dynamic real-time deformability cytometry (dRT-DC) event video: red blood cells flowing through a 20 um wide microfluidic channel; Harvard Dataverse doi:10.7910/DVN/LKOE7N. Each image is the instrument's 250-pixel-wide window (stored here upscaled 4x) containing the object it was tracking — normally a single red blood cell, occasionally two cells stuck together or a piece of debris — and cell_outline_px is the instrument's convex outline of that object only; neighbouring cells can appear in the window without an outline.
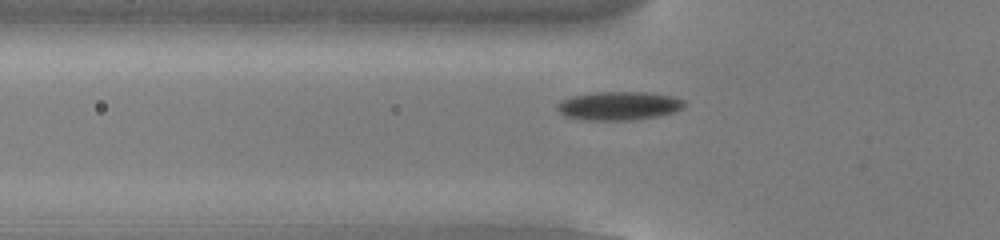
{"species": "common noctule bat (a hibernating species)", "species_latin": "Nyctalus noctula", "temperature_condition": "cold", "stored_images_in_passage": 38, "camera_frame_rate_fps": 3000, "um_per_image_px": 0.085, "animal": {"sex": "male", "body_mass_g": 13.0, "forearm_length_mm": 53.1}, "frame": {"image": 1, "passage_image": 6, "time_ms": 1.667, "image_size_px": [1000, 240], "cell_outline_px": [[684, 104], [676, 112], [656, 116], [632, 120], [584, 120], [564, 116], [556, 108], [556, 104], [560, 100], [572, 96], [596, 92], [652, 92], [672, 96], [684, 100]], "centroid_in_image_um": [52.57, 8.99], "position_along_channel_um": 73.2, "area_um2": 21.27}}
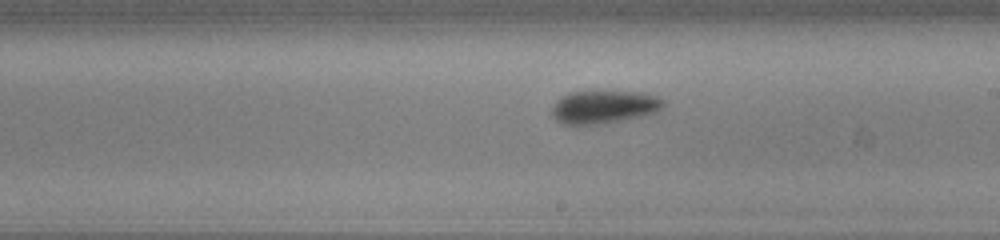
{"frame": {"image": 2, "passage_image": 19, "time_ms": 6.0, "image_size_px": [1000, 240], "cell_outline_px": [[664, 104], [656, 112], [644, 116], [604, 124], [564, 124], [556, 120], [552, 116], [552, 108], [556, 100], [560, 96], [568, 92], [644, 92], [656, 96], [664, 100]], "centroid_in_image_um": [51.33, 9.09], "position_along_channel_um": 237.7, "area_um2": 21.5}}
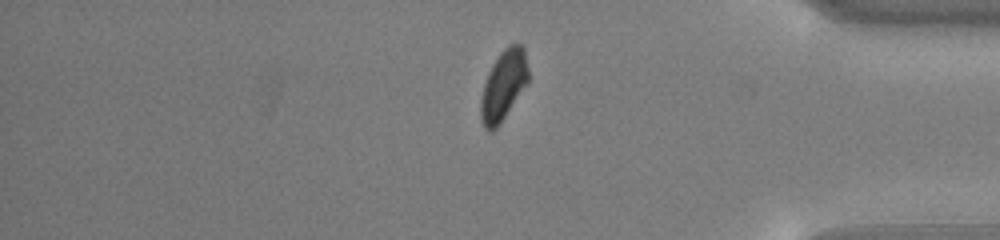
{"frame": {"image": 3, "passage_image": 33, "time_ms": 10.667, "image_size_px": [1000, 240], "cell_outline_px": [[528, 84], [496, 128], [492, 132], [488, 132], [484, 128], [480, 120], [480, 100], [484, 84], [488, 72], [492, 64], [500, 52], [508, 44], [524, 44], [528, 68]], "centroid_in_image_um": [42.79, 7.25], "position_along_channel_um": 392.4, "area_um2": 19.71}}